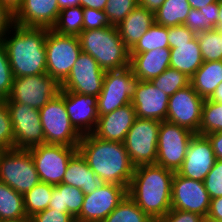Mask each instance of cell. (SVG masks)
I'll use <instances>...</instances> for the list:
<instances>
[{
  "label": "cell",
  "mask_w": 222,
  "mask_h": 222,
  "mask_svg": "<svg viewBox=\"0 0 222 222\" xmlns=\"http://www.w3.org/2000/svg\"><path fill=\"white\" fill-rule=\"evenodd\" d=\"M77 151L103 183L125 186L128 189L135 166L124 143L106 141L92 134L82 135Z\"/></svg>",
  "instance_id": "obj_1"
},
{
  "label": "cell",
  "mask_w": 222,
  "mask_h": 222,
  "mask_svg": "<svg viewBox=\"0 0 222 222\" xmlns=\"http://www.w3.org/2000/svg\"><path fill=\"white\" fill-rule=\"evenodd\" d=\"M174 173L156 164L140 165L134 169L127 195L153 221L171 210Z\"/></svg>",
  "instance_id": "obj_2"
},
{
  "label": "cell",
  "mask_w": 222,
  "mask_h": 222,
  "mask_svg": "<svg viewBox=\"0 0 222 222\" xmlns=\"http://www.w3.org/2000/svg\"><path fill=\"white\" fill-rule=\"evenodd\" d=\"M15 32L1 39L14 77L39 75L46 72L45 42L47 28L24 27L14 24Z\"/></svg>",
  "instance_id": "obj_3"
},
{
  "label": "cell",
  "mask_w": 222,
  "mask_h": 222,
  "mask_svg": "<svg viewBox=\"0 0 222 222\" xmlns=\"http://www.w3.org/2000/svg\"><path fill=\"white\" fill-rule=\"evenodd\" d=\"M78 38L82 52L90 54L104 71L130 65V49L120 38L116 26L85 30Z\"/></svg>",
  "instance_id": "obj_4"
},
{
  "label": "cell",
  "mask_w": 222,
  "mask_h": 222,
  "mask_svg": "<svg viewBox=\"0 0 222 222\" xmlns=\"http://www.w3.org/2000/svg\"><path fill=\"white\" fill-rule=\"evenodd\" d=\"M45 143L78 147L82 135L71 124L64 105V90L39 109Z\"/></svg>",
  "instance_id": "obj_5"
},
{
  "label": "cell",
  "mask_w": 222,
  "mask_h": 222,
  "mask_svg": "<svg viewBox=\"0 0 222 222\" xmlns=\"http://www.w3.org/2000/svg\"><path fill=\"white\" fill-rule=\"evenodd\" d=\"M46 72L61 84L82 52L78 36L61 35L48 29L45 42Z\"/></svg>",
  "instance_id": "obj_6"
},
{
  "label": "cell",
  "mask_w": 222,
  "mask_h": 222,
  "mask_svg": "<svg viewBox=\"0 0 222 222\" xmlns=\"http://www.w3.org/2000/svg\"><path fill=\"white\" fill-rule=\"evenodd\" d=\"M0 181L20 194L41 182L29 150H4L0 157Z\"/></svg>",
  "instance_id": "obj_7"
},
{
  "label": "cell",
  "mask_w": 222,
  "mask_h": 222,
  "mask_svg": "<svg viewBox=\"0 0 222 222\" xmlns=\"http://www.w3.org/2000/svg\"><path fill=\"white\" fill-rule=\"evenodd\" d=\"M161 121L136 117L127 132L124 145L132 164H156Z\"/></svg>",
  "instance_id": "obj_8"
},
{
  "label": "cell",
  "mask_w": 222,
  "mask_h": 222,
  "mask_svg": "<svg viewBox=\"0 0 222 222\" xmlns=\"http://www.w3.org/2000/svg\"><path fill=\"white\" fill-rule=\"evenodd\" d=\"M137 83L130 66L105 72L102 90L97 97L98 116L131 103L134 88Z\"/></svg>",
  "instance_id": "obj_9"
},
{
  "label": "cell",
  "mask_w": 222,
  "mask_h": 222,
  "mask_svg": "<svg viewBox=\"0 0 222 222\" xmlns=\"http://www.w3.org/2000/svg\"><path fill=\"white\" fill-rule=\"evenodd\" d=\"M194 133L187 128L162 121L160 124L156 165L177 172L187 153Z\"/></svg>",
  "instance_id": "obj_10"
},
{
  "label": "cell",
  "mask_w": 222,
  "mask_h": 222,
  "mask_svg": "<svg viewBox=\"0 0 222 222\" xmlns=\"http://www.w3.org/2000/svg\"><path fill=\"white\" fill-rule=\"evenodd\" d=\"M35 169L43 183H62L70 159L78 152L77 147L43 143L28 149Z\"/></svg>",
  "instance_id": "obj_11"
},
{
  "label": "cell",
  "mask_w": 222,
  "mask_h": 222,
  "mask_svg": "<svg viewBox=\"0 0 222 222\" xmlns=\"http://www.w3.org/2000/svg\"><path fill=\"white\" fill-rule=\"evenodd\" d=\"M10 113L14 135V148L28 150L45 143L39 109L5 99Z\"/></svg>",
  "instance_id": "obj_12"
},
{
  "label": "cell",
  "mask_w": 222,
  "mask_h": 222,
  "mask_svg": "<svg viewBox=\"0 0 222 222\" xmlns=\"http://www.w3.org/2000/svg\"><path fill=\"white\" fill-rule=\"evenodd\" d=\"M60 84L47 73L14 77L8 99L41 109L60 92Z\"/></svg>",
  "instance_id": "obj_13"
},
{
  "label": "cell",
  "mask_w": 222,
  "mask_h": 222,
  "mask_svg": "<svg viewBox=\"0 0 222 222\" xmlns=\"http://www.w3.org/2000/svg\"><path fill=\"white\" fill-rule=\"evenodd\" d=\"M105 72L90 54L81 52L68 77L60 84L61 90L98 97Z\"/></svg>",
  "instance_id": "obj_14"
},
{
  "label": "cell",
  "mask_w": 222,
  "mask_h": 222,
  "mask_svg": "<svg viewBox=\"0 0 222 222\" xmlns=\"http://www.w3.org/2000/svg\"><path fill=\"white\" fill-rule=\"evenodd\" d=\"M204 100L191 84L179 89L175 94L169 96L166 121L198 134Z\"/></svg>",
  "instance_id": "obj_15"
},
{
  "label": "cell",
  "mask_w": 222,
  "mask_h": 222,
  "mask_svg": "<svg viewBox=\"0 0 222 222\" xmlns=\"http://www.w3.org/2000/svg\"><path fill=\"white\" fill-rule=\"evenodd\" d=\"M125 186L102 183L96 190L84 196L77 222H102L125 198Z\"/></svg>",
  "instance_id": "obj_16"
},
{
  "label": "cell",
  "mask_w": 222,
  "mask_h": 222,
  "mask_svg": "<svg viewBox=\"0 0 222 222\" xmlns=\"http://www.w3.org/2000/svg\"><path fill=\"white\" fill-rule=\"evenodd\" d=\"M210 196L199 180L174 173L172 180L171 209L196 213L203 218L208 215Z\"/></svg>",
  "instance_id": "obj_17"
},
{
  "label": "cell",
  "mask_w": 222,
  "mask_h": 222,
  "mask_svg": "<svg viewBox=\"0 0 222 222\" xmlns=\"http://www.w3.org/2000/svg\"><path fill=\"white\" fill-rule=\"evenodd\" d=\"M211 141L207 136L194 134L177 173L183 177L202 181L216 162Z\"/></svg>",
  "instance_id": "obj_18"
},
{
  "label": "cell",
  "mask_w": 222,
  "mask_h": 222,
  "mask_svg": "<svg viewBox=\"0 0 222 222\" xmlns=\"http://www.w3.org/2000/svg\"><path fill=\"white\" fill-rule=\"evenodd\" d=\"M169 96L154 86L151 81L137 80L131 104L136 117L166 120Z\"/></svg>",
  "instance_id": "obj_19"
},
{
  "label": "cell",
  "mask_w": 222,
  "mask_h": 222,
  "mask_svg": "<svg viewBox=\"0 0 222 222\" xmlns=\"http://www.w3.org/2000/svg\"><path fill=\"white\" fill-rule=\"evenodd\" d=\"M97 96L64 91V105L71 124L81 134H92L98 122Z\"/></svg>",
  "instance_id": "obj_20"
},
{
  "label": "cell",
  "mask_w": 222,
  "mask_h": 222,
  "mask_svg": "<svg viewBox=\"0 0 222 222\" xmlns=\"http://www.w3.org/2000/svg\"><path fill=\"white\" fill-rule=\"evenodd\" d=\"M59 13L57 0H23L14 13V23L24 27L52 29Z\"/></svg>",
  "instance_id": "obj_21"
},
{
  "label": "cell",
  "mask_w": 222,
  "mask_h": 222,
  "mask_svg": "<svg viewBox=\"0 0 222 222\" xmlns=\"http://www.w3.org/2000/svg\"><path fill=\"white\" fill-rule=\"evenodd\" d=\"M136 119L135 109L131 103L121 106L113 112L98 117L93 134L106 141L124 143L127 132Z\"/></svg>",
  "instance_id": "obj_22"
},
{
  "label": "cell",
  "mask_w": 222,
  "mask_h": 222,
  "mask_svg": "<svg viewBox=\"0 0 222 222\" xmlns=\"http://www.w3.org/2000/svg\"><path fill=\"white\" fill-rule=\"evenodd\" d=\"M170 48L130 53V68L137 80L151 81L170 67Z\"/></svg>",
  "instance_id": "obj_23"
},
{
  "label": "cell",
  "mask_w": 222,
  "mask_h": 222,
  "mask_svg": "<svg viewBox=\"0 0 222 222\" xmlns=\"http://www.w3.org/2000/svg\"><path fill=\"white\" fill-rule=\"evenodd\" d=\"M154 23L155 13L138 5L116 27L124 44L131 49Z\"/></svg>",
  "instance_id": "obj_24"
},
{
  "label": "cell",
  "mask_w": 222,
  "mask_h": 222,
  "mask_svg": "<svg viewBox=\"0 0 222 222\" xmlns=\"http://www.w3.org/2000/svg\"><path fill=\"white\" fill-rule=\"evenodd\" d=\"M62 183L77 187L86 195L96 190L103 182L77 152L68 163Z\"/></svg>",
  "instance_id": "obj_25"
},
{
  "label": "cell",
  "mask_w": 222,
  "mask_h": 222,
  "mask_svg": "<svg viewBox=\"0 0 222 222\" xmlns=\"http://www.w3.org/2000/svg\"><path fill=\"white\" fill-rule=\"evenodd\" d=\"M170 52V67L184 73L188 78L204 62L196 36L189 43L176 44V48H170Z\"/></svg>",
  "instance_id": "obj_26"
},
{
  "label": "cell",
  "mask_w": 222,
  "mask_h": 222,
  "mask_svg": "<svg viewBox=\"0 0 222 222\" xmlns=\"http://www.w3.org/2000/svg\"><path fill=\"white\" fill-rule=\"evenodd\" d=\"M222 82V60L204 61L190 78L193 89L204 99H208Z\"/></svg>",
  "instance_id": "obj_27"
},
{
  "label": "cell",
  "mask_w": 222,
  "mask_h": 222,
  "mask_svg": "<svg viewBox=\"0 0 222 222\" xmlns=\"http://www.w3.org/2000/svg\"><path fill=\"white\" fill-rule=\"evenodd\" d=\"M84 196L81 189L60 183L53 187L48 208L67 212L75 219L80 214Z\"/></svg>",
  "instance_id": "obj_28"
},
{
  "label": "cell",
  "mask_w": 222,
  "mask_h": 222,
  "mask_svg": "<svg viewBox=\"0 0 222 222\" xmlns=\"http://www.w3.org/2000/svg\"><path fill=\"white\" fill-rule=\"evenodd\" d=\"M191 9L187 0H165L155 13V23L165 27L184 24Z\"/></svg>",
  "instance_id": "obj_29"
},
{
  "label": "cell",
  "mask_w": 222,
  "mask_h": 222,
  "mask_svg": "<svg viewBox=\"0 0 222 222\" xmlns=\"http://www.w3.org/2000/svg\"><path fill=\"white\" fill-rule=\"evenodd\" d=\"M25 216L23 194L0 181V221Z\"/></svg>",
  "instance_id": "obj_30"
},
{
  "label": "cell",
  "mask_w": 222,
  "mask_h": 222,
  "mask_svg": "<svg viewBox=\"0 0 222 222\" xmlns=\"http://www.w3.org/2000/svg\"><path fill=\"white\" fill-rule=\"evenodd\" d=\"M54 185L40 182L23 194L24 208L28 217L48 208Z\"/></svg>",
  "instance_id": "obj_31"
},
{
  "label": "cell",
  "mask_w": 222,
  "mask_h": 222,
  "mask_svg": "<svg viewBox=\"0 0 222 222\" xmlns=\"http://www.w3.org/2000/svg\"><path fill=\"white\" fill-rule=\"evenodd\" d=\"M83 19V8L80 5L64 8L52 30L61 35L78 36L83 31Z\"/></svg>",
  "instance_id": "obj_32"
},
{
  "label": "cell",
  "mask_w": 222,
  "mask_h": 222,
  "mask_svg": "<svg viewBox=\"0 0 222 222\" xmlns=\"http://www.w3.org/2000/svg\"><path fill=\"white\" fill-rule=\"evenodd\" d=\"M157 48H169L168 27L154 23L130 49V53L149 52Z\"/></svg>",
  "instance_id": "obj_33"
},
{
  "label": "cell",
  "mask_w": 222,
  "mask_h": 222,
  "mask_svg": "<svg viewBox=\"0 0 222 222\" xmlns=\"http://www.w3.org/2000/svg\"><path fill=\"white\" fill-rule=\"evenodd\" d=\"M102 222H154L128 196Z\"/></svg>",
  "instance_id": "obj_34"
},
{
  "label": "cell",
  "mask_w": 222,
  "mask_h": 222,
  "mask_svg": "<svg viewBox=\"0 0 222 222\" xmlns=\"http://www.w3.org/2000/svg\"><path fill=\"white\" fill-rule=\"evenodd\" d=\"M219 131H222V103L205 99L198 134L206 136Z\"/></svg>",
  "instance_id": "obj_35"
},
{
  "label": "cell",
  "mask_w": 222,
  "mask_h": 222,
  "mask_svg": "<svg viewBox=\"0 0 222 222\" xmlns=\"http://www.w3.org/2000/svg\"><path fill=\"white\" fill-rule=\"evenodd\" d=\"M203 61L222 60V34L217 29L196 35Z\"/></svg>",
  "instance_id": "obj_36"
},
{
  "label": "cell",
  "mask_w": 222,
  "mask_h": 222,
  "mask_svg": "<svg viewBox=\"0 0 222 222\" xmlns=\"http://www.w3.org/2000/svg\"><path fill=\"white\" fill-rule=\"evenodd\" d=\"M151 83L168 96H171L179 89L189 85L190 78H188L184 73L168 67L162 74L153 78Z\"/></svg>",
  "instance_id": "obj_37"
},
{
  "label": "cell",
  "mask_w": 222,
  "mask_h": 222,
  "mask_svg": "<svg viewBox=\"0 0 222 222\" xmlns=\"http://www.w3.org/2000/svg\"><path fill=\"white\" fill-rule=\"evenodd\" d=\"M138 5V0H108L104 11L110 25L117 26Z\"/></svg>",
  "instance_id": "obj_38"
},
{
  "label": "cell",
  "mask_w": 222,
  "mask_h": 222,
  "mask_svg": "<svg viewBox=\"0 0 222 222\" xmlns=\"http://www.w3.org/2000/svg\"><path fill=\"white\" fill-rule=\"evenodd\" d=\"M0 148L14 149V135L10 113L5 100L0 99Z\"/></svg>",
  "instance_id": "obj_39"
},
{
  "label": "cell",
  "mask_w": 222,
  "mask_h": 222,
  "mask_svg": "<svg viewBox=\"0 0 222 222\" xmlns=\"http://www.w3.org/2000/svg\"><path fill=\"white\" fill-rule=\"evenodd\" d=\"M13 79L6 49L0 40V99L5 100L9 97Z\"/></svg>",
  "instance_id": "obj_40"
},
{
  "label": "cell",
  "mask_w": 222,
  "mask_h": 222,
  "mask_svg": "<svg viewBox=\"0 0 222 222\" xmlns=\"http://www.w3.org/2000/svg\"><path fill=\"white\" fill-rule=\"evenodd\" d=\"M203 183L210 199L222 196V160H216Z\"/></svg>",
  "instance_id": "obj_41"
},
{
  "label": "cell",
  "mask_w": 222,
  "mask_h": 222,
  "mask_svg": "<svg viewBox=\"0 0 222 222\" xmlns=\"http://www.w3.org/2000/svg\"><path fill=\"white\" fill-rule=\"evenodd\" d=\"M83 31L111 26L104 10L83 8Z\"/></svg>",
  "instance_id": "obj_42"
},
{
  "label": "cell",
  "mask_w": 222,
  "mask_h": 222,
  "mask_svg": "<svg viewBox=\"0 0 222 222\" xmlns=\"http://www.w3.org/2000/svg\"><path fill=\"white\" fill-rule=\"evenodd\" d=\"M195 36L184 24L168 27L169 48H176V44L189 43Z\"/></svg>",
  "instance_id": "obj_43"
},
{
  "label": "cell",
  "mask_w": 222,
  "mask_h": 222,
  "mask_svg": "<svg viewBox=\"0 0 222 222\" xmlns=\"http://www.w3.org/2000/svg\"><path fill=\"white\" fill-rule=\"evenodd\" d=\"M31 222H75V219L67 212L47 208L32 216Z\"/></svg>",
  "instance_id": "obj_44"
},
{
  "label": "cell",
  "mask_w": 222,
  "mask_h": 222,
  "mask_svg": "<svg viewBox=\"0 0 222 222\" xmlns=\"http://www.w3.org/2000/svg\"><path fill=\"white\" fill-rule=\"evenodd\" d=\"M202 219L203 217L196 213L171 209L165 216L154 222H201Z\"/></svg>",
  "instance_id": "obj_45"
},
{
  "label": "cell",
  "mask_w": 222,
  "mask_h": 222,
  "mask_svg": "<svg viewBox=\"0 0 222 222\" xmlns=\"http://www.w3.org/2000/svg\"><path fill=\"white\" fill-rule=\"evenodd\" d=\"M184 25L191 30L195 35L202 33L205 30V17L197 9H191L187 15Z\"/></svg>",
  "instance_id": "obj_46"
},
{
  "label": "cell",
  "mask_w": 222,
  "mask_h": 222,
  "mask_svg": "<svg viewBox=\"0 0 222 222\" xmlns=\"http://www.w3.org/2000/svg\"><path fill=\"white\" fill-rule=\"evenodd\" d=\"M205 17V30L215 29L219 19V1L199 10Z\"/></svg>",
  "instance_id": "obj_47"
},
{
  "label": "cell",
  "mask_w": 222,
  "mask_h": 222,
  "mask_svg": "<svg viewBox=\"0 0 222 222\" xmlns=\"http://www.w3.org/2000/svg\"><path fill=\"white\" fill-rule=\"evenodd\" d=\"M14 24V14L0 3V40L8 33H11L12 30L10 29Z\"/></svg>",
  "instance_id": "obj_48"
},
{
  "label": "cell",
  "mask_w": 222,
  "mask_h": 222,
  "mask_svg": "<svg viewBox=\"0 0 222 222\" xmlns=\"http://www.w3.org/2000/svg\"><path fill=\"white\" fill-rule=\"evenodd\" d=\"M206 218L214 222L222 220V196L211 199Z\"/></svg>",
  "instance_id": "obj_49"
},
{
  "label": "cell",
  "mask_w": 222,
  "mask_h": 222,
  "mask_svg": "<svg viewBox=\"0 0 222 222\" xmlns=\"http://www.w3.org/2000/svg\"><path fill=\"white\" fill-rule=\"evenodd\" d=\"M211 141L216 159L222 160V131L206 135Z\"/></svg>",
  "instance_id": "obj_50"
},
{
  "label": "cell",
  "mask_w": 222,
  "mask_h": 222,
  "mask_svg": "<svg viewBox=\"0 0 222 222\" xmlns=\"http://www.w3.org/2000/svg\"><path fill=\"white\" fill-rule=\"evenodd\" d=\"M107 1L108 0H80V6L82 8L105 10Z\"/></svg>",
  "instance_id": "obj_51"
},
{
  "label": "cell",
  "mask_w": 222,
  "mask_h": 222,
  "mask_svg": "<svg viewBox=\"0 0 222 222\" xmlns=\"http://www.w3.org/2000/svg\"><path fill=\"white\" fill-rule=\"evenodd\" d=\"M165 0H138V4L146 10L156 13Z\"/></svg>",
  "instance_id": "obj_52"
},
{
  "label": "cell",
  "mask_w": 222,
  "mask_h": 222,
  "mask_svg": "<svg viewBox=\"0 0 222 222\" xmlns=\"http://www.w3.org/2000/svg\"><path fill=\"white\" fill-rule=\"evenodd\" d=\"M23 0H0V3L7 7L13 14L21 6Z\"/></svg>",
  "instance_id": "obj_53"
},
{
  "label": "cell",
  "mask_w": 222,
  "mask_h": 222,
  "mask_svg": "<svg viewBox=\"0 0 222 222\" xmlns=\"http://www.w3.org/2000/svg\"><path fill=\"white\" fill-rule=\"evenodd\" d=\"M191 6L192 9L200 10L201 8H204L205 6L217 2L218 0H187Z\"/></svg>",
  "instance_id": "obj_54"
},
{
  "label": "cell",
  "mask_w": 222,
  "mask_h": 222,
  "mask_svg": "<svg viewBox=\"0 0 222 222\" xmlns=\"http://www.w3.org/2000/svg\"><path fill=\"white\" fill-rule=\"evenodd\" d=\"M208 99L217 103H222V82L216 87L215 91Z\"/></svg>",
  "instance_id": "obj_55"
},
{
  "label": "cell",
  "mask_w": 222,
  "mask_h": 222,
  "mask_svg": "<svg viewBox=\"0 0 222 222\" xmlns=\"http://www.w3.org/2000/svg\"><path fill=\"white\" fill-rule=\"evenodd\" d=\"M60 11L64 8L79 6L80 0H57Z\"/></svg>",
  "instance_id": "obj_56"
},
{
  "label": "cell",
  "mask_w": 222,
  "mask_h": 222,
  "mask_svg": "<svg viewBox=\"0 0 222 222\" xmlns=\"http://www.w3.org/2000/svg\"><path fill=\"white\" fill-rule=\"evenodd\" d=\"M0 222H31V218L28 216H25V217H19L15 219L1 220Z\"/></svg>",
  "instance_id": "obj_57"
},
{
  "label": "cell",
  "mask_w": 222,
  "mask_h": 222,
  "mask_svg": "<svg viewBox=\"0 0 222 222\" xmlns=\"http://www.w3.org/2000/svg\"><path fill=\"white\" fill-rule=\"evenodd\" d=\"M216 27H222V1H219V19Z\"/></svg>",
  "instance_id": "obj_58"
},
{
  "label": "cell",
  "mask_w": 222,
  "mask_h": 222,
  "mask_svg": "<svg viewBox=\"0 0 222 222\" xmlns=\"http://www.w3.org/2000/svg\"><path fill=\"white\" fill-rule=\"evenodd\" d=\"M201 222H214V221H211V220H209L207 218H203Z\"/></svg>",
  "instance_id": "obj_59"
},
{
  "label": "cell",
  "mask_w": 222,
  "mask_h": 222,
  "mask_svg": "<svg viewBox=\"0 0 222 222\" xmlns=\"http://www.w3.org/2000/svg\"><path fill=\"white\" fill-rule=\"evenodd\" d=\"M222 34V27H215Z\"/></svg>",
  "instance_id": "obj_60"
},
{
  "label": "cell",
  "mask_w": 222,
  "mask_h": 222,
  "mask_svg": "<svg viewBox=\"0 0 222 222\" xmlns=\"http://www.w3.org/2000/svg\"><path fill=\"white\" fill-rule=\"evenodd\" d=\"M4 150H5V149L0 148V157H1L2 153L4 152Z\"/></svg>",
  "instance_id": "obj_61"
}]
</instances>
